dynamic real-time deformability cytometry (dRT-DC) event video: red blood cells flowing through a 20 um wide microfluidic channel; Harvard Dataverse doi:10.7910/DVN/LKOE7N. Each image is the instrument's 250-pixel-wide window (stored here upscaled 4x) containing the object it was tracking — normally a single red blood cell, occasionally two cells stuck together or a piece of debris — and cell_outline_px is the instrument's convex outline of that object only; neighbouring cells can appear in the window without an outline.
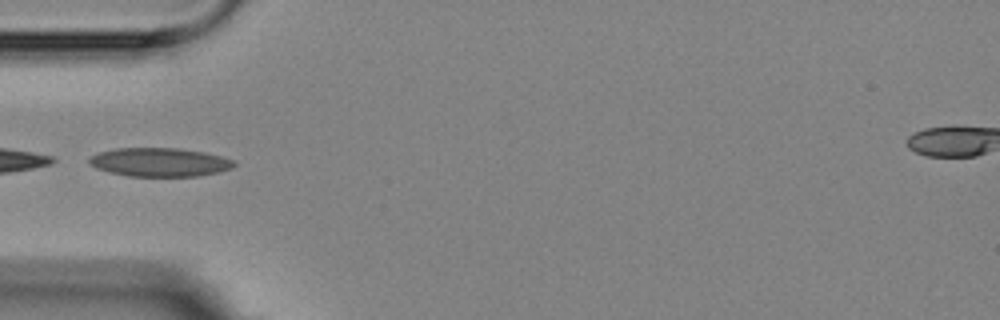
{"species": "Egyptian fruit bat (a non-hibernating species)", "species_latin": "Rousettus aegyptiacus", "temperature_condition": "room temperature", "stored_images_in_passage": 14, "camera_frame_rate_fps": 3000, "um_per_image_px": 0.085, "animal": {"sex": "female"}, "frame": {"image": 1, "passage_image": 4, "time_ms": 3.667, "image_size_px": [1000, 320], "cell_outline_px": [[236, 164], [232, 168], [216, 172], [196, 176], [128, 176], [108, 172], [96, 168], [88, 164], [88, 160], [92, 156], [100, 152], [116, 148], [180, 148], [204, 152], [220, 156], [232, 160]], "centroid_in_image_um": [13.53, 13.78], "position_along_channel_um": 71.5, "area_um2": 24.1}}
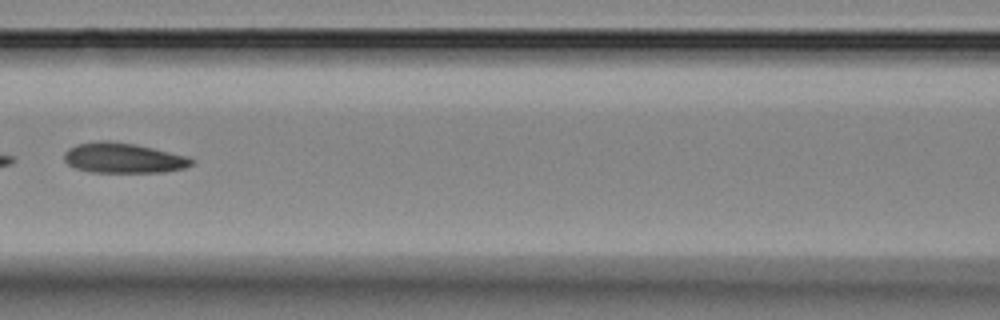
{"frame": {"image": 2, "passage_image": 6, "time_ms": 6.0, "image_size_px": [1000, 320], "cell_outline_px": [[196, 160], [192, 164], [184, 168], [164, 172], [88, 172], [76, 168], [68, 164], [64, 160], [64, 152], [68, 148], [76, 144], [100, 140], [108, 140], [136, 144], [188, 156]], "centroid_in_image_um": [10.47, 13.42], "position_along_channel_um": 156.1, "area_um2": 22.6}}
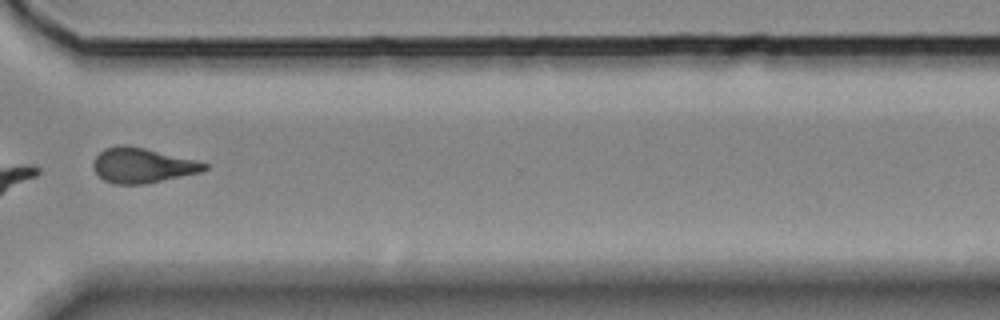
{"frame": {"image": 3, "passage_image": 11, "time_ms": 11.667, "image_size_px": [1000, 320], "cell_outline_px": [[208, 168], [204, 172], [144, 184], [112, 184], [104, 180], [92, 168], [92, 164], [96, 156], [104, 148], [120, 144], [128, 144], [196, 160], [208, 164]], "centroid_in_image_um": [12.1, 14.05], "position_along_channel_um": 358.5, "area_um2": 22.89}, "authors_computed_cell_mechanics": {"area_um2": 22.7443, "velocity_mm_per_s": 3.5971, "shape_relaxation_time_tau1_ms": null, "shape_relaxation_time_tau2_ms": 2.1546, "deformation_change_tau1": null, "deformation_change_tau2": 0.1074}}